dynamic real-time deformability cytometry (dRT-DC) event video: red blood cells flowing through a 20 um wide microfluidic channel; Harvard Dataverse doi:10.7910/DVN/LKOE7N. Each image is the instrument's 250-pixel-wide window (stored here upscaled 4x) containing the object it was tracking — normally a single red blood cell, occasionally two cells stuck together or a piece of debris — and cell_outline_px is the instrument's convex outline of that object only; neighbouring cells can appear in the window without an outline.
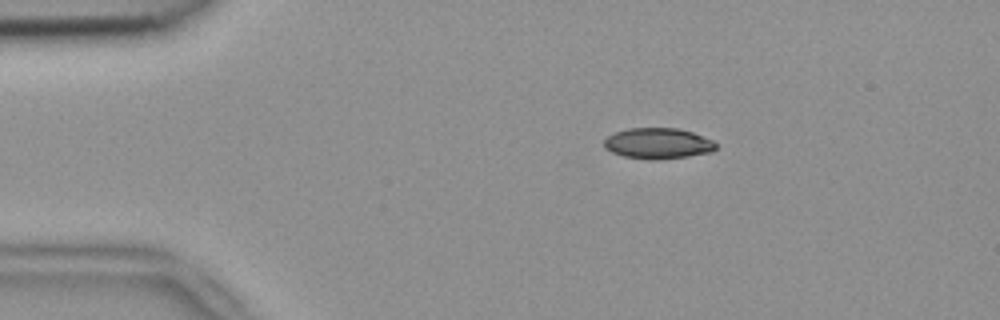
{"species": "common noctule bat (a hibernating species)", "species_latin": "Nyctalus noctula", "temperature_condition": "room temperature", "stored_images_in_passage": 46, "camera_frame_rate_fps": 3000, "um_per_image_px": 0.085, "animal": {"sex": "female", "body_mass_g": 18.4}, "frame": {"image": 1, "passage_image": 3, "time_ms": 0.667, "image_size_px": [1000, 320], "cell_outline_px": [[716, 148], [712, 152], [688, 156], [656, 160], [648, 160], [624, 156], [612, 152], [604, 148], [604, 140], [608, 136], [616, 132], [628, 128], [676, 128], [692, 132], [712, 140], [716, 144]], "centroid_in_image_um": [55.91, 12.19], "position_along_channel_um": 29.1, "area_um2": 20.06}}
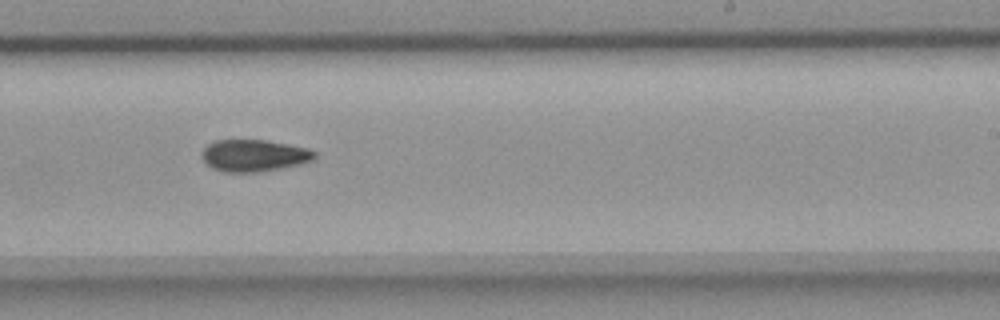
{"frame": {"image": 2, "passage_image": 26, "time_ms": 8.333, "image_size_px": [1000, 320], "cell_outline_px": [[316, 156], [312, 160], [280, 168], [260, 172], [224, 172], [212, 168], [200, 156], [204, 148], [208, 144], [216, 140], [264, 140], [288, 144], [308, 148], [316, 152]], "centroid_in_image_um": [21.56, 13.21], "position_along_channel_um": 267.4, "area_um2": 20.81}}
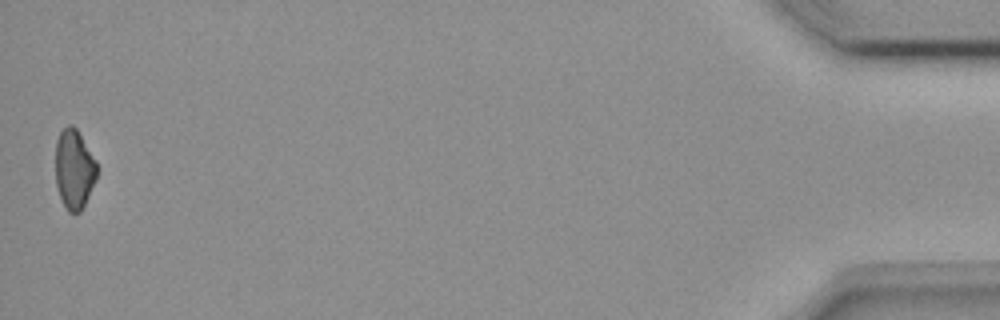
{"frame": {"image": 3, "passage_image": 46, "time_ms": 15.0, "image_size_px": [1000, 320], "cell_outline_px": [[96, 180], [80, 212], [68, 212], [60, 196], [56, 184], [56, 140], [60, 132], [68, 124], [72, 124], [76, 128], [96, 160]], "centroid_in_image_um": [6.3, 14.36], "position_along_channel_um": 428.9, "area_um2": 18.96}, "authors_computed_cell_mechanics": {"area_um2": 20.7213, "velocity_mm_per_s": 3.8235, "shape_relaxation_time_tau1_ms": 7.4105, "shape_relaxation_time_tau2_ms": 9.6619, "deformation_change_tau1": 0.1416, "deformation_change_tau2": 0.1487}}